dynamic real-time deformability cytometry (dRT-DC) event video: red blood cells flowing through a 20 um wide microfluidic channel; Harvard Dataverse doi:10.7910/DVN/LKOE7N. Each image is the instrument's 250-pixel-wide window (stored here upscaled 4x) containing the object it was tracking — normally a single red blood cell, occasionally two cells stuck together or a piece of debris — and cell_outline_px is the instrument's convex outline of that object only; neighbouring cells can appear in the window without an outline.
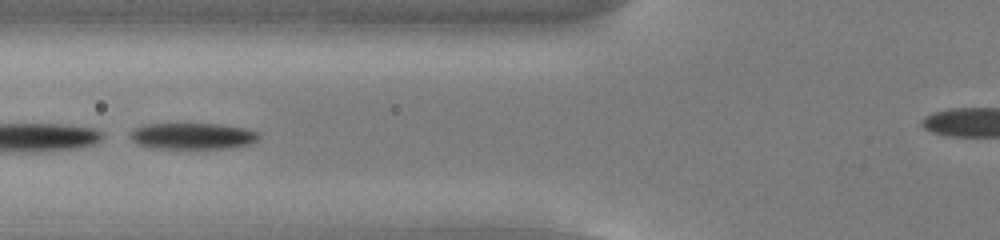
{"species": "common noctule bat (a hibernating species)", "species_latin": "Nyctalus noctula", "temperature_condition": "cold", "stored_images_in_passage": 21, "camera_frame_rate_fps": 3000, "um_per_image_px": 0.085, "animal": {"sex": "male", "body_mass_g": 13.0, "forearm_length_mm": 53.1}, "frame": {"image": 1, "passage_image": 18, "time_ms": 5.667, "image_size_px": [1000, 240], "cell_outline_px": [[260, 136], [256, 140], [248, 144], [228, 148], [152, 148], [136, 144], [128, 136], [128, 132], [132, 128], [144, 124], [220, 124], [248, 128], [256, 132]], "centroid_in_image_um": [16.29, 11.55], "position_along_channel_um": 109.5, "area_um2": 19.88}}